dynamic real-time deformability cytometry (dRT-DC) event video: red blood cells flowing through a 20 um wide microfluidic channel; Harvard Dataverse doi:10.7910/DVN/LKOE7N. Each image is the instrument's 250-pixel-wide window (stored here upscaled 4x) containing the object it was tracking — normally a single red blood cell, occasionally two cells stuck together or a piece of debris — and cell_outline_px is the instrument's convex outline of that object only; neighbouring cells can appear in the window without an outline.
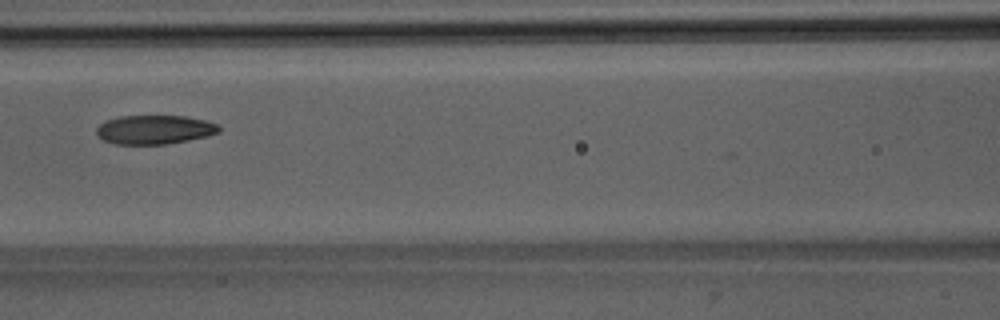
{"species": "Egyptian fruit bat (a non-hibernating species)", "species_latin": "Rousettus aegyptiacus", "temperature_condition": "room temperature", "stored_images_in_passage": 8, "camera_frame_rate_fps": 3000, "um_per_image_px": 0.085, "animal": {"sex": "male"}, "frame": {"image": 1, "passage_image": 7, "time_ms": 7.0, "image_size_px": [1000, 320], "cell_outline_px": [[220, 132], [208, 136], [188, 140], [164, 144], [116, 144], [104, 140], [96, 136], [96, 128], [100, 124], [108, 120], [120, 116], [184, 116], [204, 120], [216, 124], [220, 128]], "centroid_in_image_um": [13.12, 11.02], "position_along_channel_um": 153.5, "area_um2": 20.58}}